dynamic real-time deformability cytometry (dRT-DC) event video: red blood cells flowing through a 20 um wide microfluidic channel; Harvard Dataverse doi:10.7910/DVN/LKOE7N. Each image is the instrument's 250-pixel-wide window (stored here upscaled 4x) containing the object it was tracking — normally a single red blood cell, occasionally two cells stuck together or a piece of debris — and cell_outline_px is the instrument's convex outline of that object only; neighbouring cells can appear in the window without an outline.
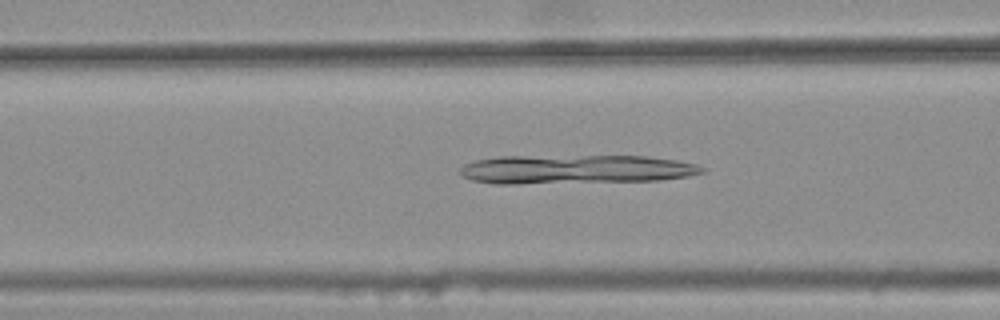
{"species": "common noctule bat (a hibernating species)", "species_latin": "Nyctalus noctula", "temperature_condition": "warm", "stored_images_in_passage": 45, "camera_frame_rate_fps": 3000, "um_per_image_px": 0.085, "animal": {"sex": "female", "body_mass_g": 25.1}, "frame": {"image": 1, "passage_image": 20, "time_ms": 6.333, "image_size_px": [1000, 320], "cell_outline_px": [[704, 172], [688, 176], [660, 180], [516, 184], [496, 184], [472, 180], [460, 176], [460, 168], [464, 164], [476, 160], [500, 156], [644, 156], [676, 160], [696, 164], [704, 168]], "centroid_in_image_um": [48.88, 14.39], "position_along_channel_um": 117.7, "area_um2": 40.98}}
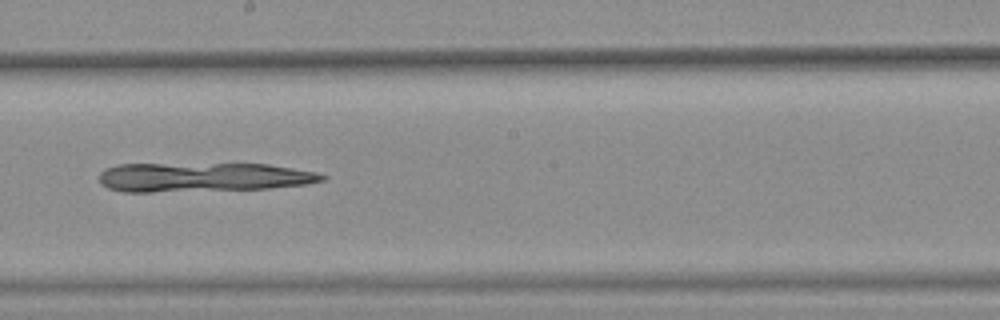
{"frame": {"image": 2, "passage_image": 29, "time_ms": 9.333, "image_size_px": [1000, 320], "cell_outline_px": [[328, 176], [324, 180], [308, 184], [268, 188], [152, 192], [124, 192], [108, 188], [100, 184], [100, 172], [104, 168], [116, 164], [268, 164], [316, 172]], "centroid_in_image_um": [17.21, 15.06], "position_along_channel_um": 231.0, "area_um2": 37.97}}
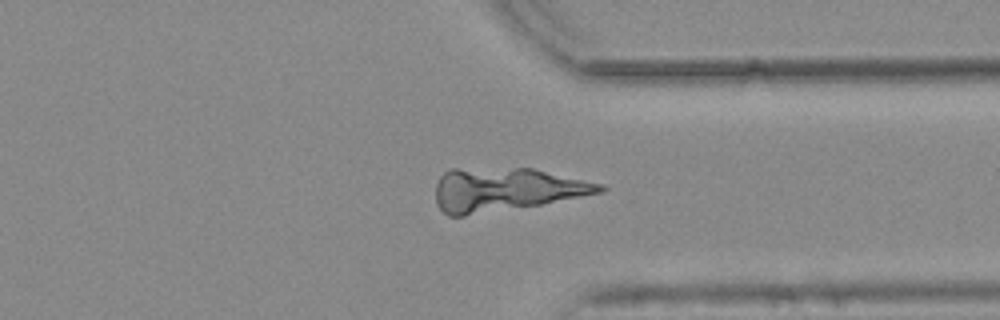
{"frame": {"image": 3, "passage_image": 40, "time_ms": 13.0, "image_size_px": [1000, 320], "cell_outline_px": [[608, 188], [600, 192], [540, 204], [464, 216], [448, 216], [436, 204], [436, 184], [440, 176], [444, 172], [452, 168], [532, 168], [604, 184]], "centroid_in_image_um": [42.95, 16.09], "position_along_channel_um": 368.5, "area_um2": 41.21}}